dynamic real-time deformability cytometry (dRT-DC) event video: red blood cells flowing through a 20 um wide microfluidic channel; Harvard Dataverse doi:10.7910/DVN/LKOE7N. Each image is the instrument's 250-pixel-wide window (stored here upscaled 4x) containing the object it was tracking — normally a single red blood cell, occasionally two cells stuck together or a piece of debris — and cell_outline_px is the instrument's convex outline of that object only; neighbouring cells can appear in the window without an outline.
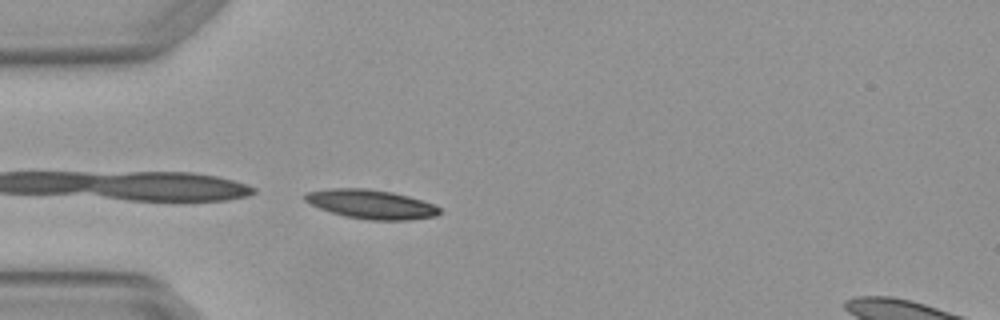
{"species": "Egyptian fruit bat (a non-hibernating species)", "species_latin": "Rousettus aegyptiacus", "temperature_condition": "warm", "stored_images_in_passage": 4, "camera_frame_rate_fps": 3000, "um_per_image_px": 0.085, "animal": {"sex": "female"}, "frame": {"image": 1, "passage_image": 4, "time_ms": 1.0, "image_size_px": [1000, 320], "cell_outline_px": [[440, 212], [436, 216], [408, 220], [368, 220], [344, 216], [320, 208], [304, 200], [304, 192], [332, 188], [368, 188], [392, 192], [408, 196], [432, 204], [440, 208]], "centroid_in_image_um": [31.52, 17.35], "position_along_channel_um": 53.5, "area_um2": 22.72}}